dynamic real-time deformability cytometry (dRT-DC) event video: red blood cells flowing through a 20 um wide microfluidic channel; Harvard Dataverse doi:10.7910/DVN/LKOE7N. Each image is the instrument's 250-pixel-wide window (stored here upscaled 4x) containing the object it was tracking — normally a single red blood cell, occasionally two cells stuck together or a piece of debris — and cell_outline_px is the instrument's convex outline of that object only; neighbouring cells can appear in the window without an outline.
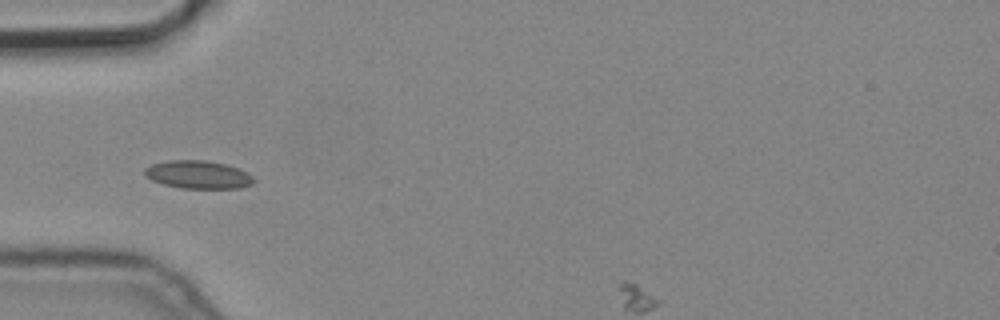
{"species": "common noctule bat (a hibernating species)", "species_latin": "Nyctalus noctula", "temperature_condition": "cold", "stored_images_in_passage": 6, "camera_frame_rate_fps": 3000, "um_per_image_px": 0.085, "animal": {"sex": "male", "body_mass_g": 19.2, "forearm_length_mm": 51.8}, "frame": {"image": 1, "passage_image": 5, "time_ms": 1.333, "image_size_px": [1000, 320], "cell_outline_px": [[256, 180], [252, 184], [240, 188], [184, 188], [164, 184], [152, 180], [144, 176], [144, 168], [152, 164], [168, 160], [204, 160], [224, 164], [240, 168], [252, 176]], "centroid_in_image_um": [16.84, 14.84], "position_along_channel_um": 68.2, "area_um2": 17.8}}